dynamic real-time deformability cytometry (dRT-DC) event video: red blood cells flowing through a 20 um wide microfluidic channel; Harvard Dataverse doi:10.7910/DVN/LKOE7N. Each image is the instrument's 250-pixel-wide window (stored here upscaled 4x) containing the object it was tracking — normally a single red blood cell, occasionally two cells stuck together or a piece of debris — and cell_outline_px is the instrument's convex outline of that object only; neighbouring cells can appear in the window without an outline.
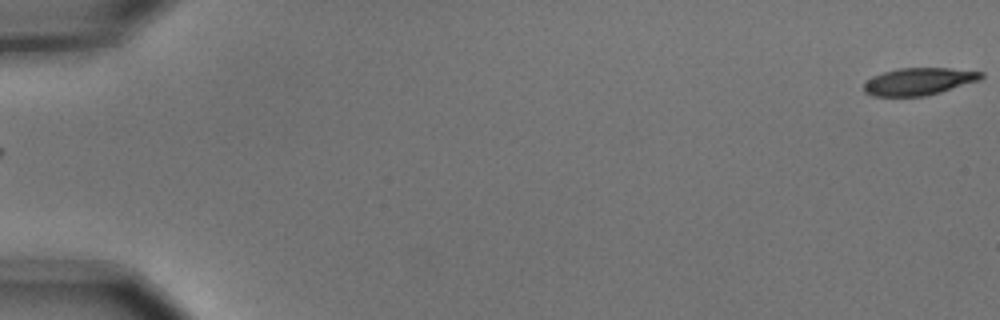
{"species": "common noctule bat (a hibernating species)", "species_latin": "Nyctalus noctula", "temperature_condition": "cold", "stored_images_in_passage": 6, "segment_of_instrument_passage": [2, 2], "camera_frame_rate_fps": 3000, "um_per_image_px": 0.085, "animal": {"sex": "male", "body_mass_g": 15.6}, "frame": {"image": 1, "passage_image": 6, "time_ms": 1.667, "image_size_px": [1000, 320], "cell_outline_px": [[984, 76], [980, 80], [940, 92], [924, 96], [872, 96], [864, 92], [864, 84], [872, 76], [884, 72], [900, 68], [948, 68], [984, 72]], "centroid_in_image_um": [78.1, 6.92], "position_along_channel_um": 6.9, "area_um2": 18.55}}